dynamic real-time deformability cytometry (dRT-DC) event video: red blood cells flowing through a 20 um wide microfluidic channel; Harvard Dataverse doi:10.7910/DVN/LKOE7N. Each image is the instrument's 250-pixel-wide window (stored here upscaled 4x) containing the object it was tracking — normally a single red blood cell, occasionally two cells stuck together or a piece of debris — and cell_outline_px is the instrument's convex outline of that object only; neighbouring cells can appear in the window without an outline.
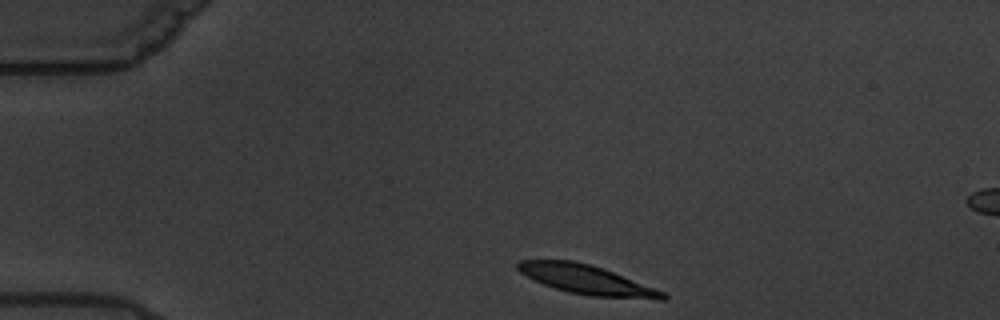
{"species": "common noctule bat (a hibernating species)", "species_latin": "Nyctalus noctula", "temperature_condition": "warm", "stored_images_in_passage": 5, "camera_frame_rate_fps": 3000, "um_per_image_px": 0.085, "animal": {"sex": "male", "body_mass_g": 19.5, "forearm_length_mm": 54.6}, "frame": {"image": 1, "passage_image": 1, "time_ms": 0.0, "image_size_px": [1000, 320], "cell_outline_px": [[668, 296], [664, 300], [660, 300], [592, 296], [568, 292], [544, 284], [520, 272], [516, 268], [516, 260], [572, 260], [604, 268], [664, 292]], "centroid_in_image_um": [49.88, 23.77], "position_along_channel_um": 35.1, "area_um2": 24.51}}